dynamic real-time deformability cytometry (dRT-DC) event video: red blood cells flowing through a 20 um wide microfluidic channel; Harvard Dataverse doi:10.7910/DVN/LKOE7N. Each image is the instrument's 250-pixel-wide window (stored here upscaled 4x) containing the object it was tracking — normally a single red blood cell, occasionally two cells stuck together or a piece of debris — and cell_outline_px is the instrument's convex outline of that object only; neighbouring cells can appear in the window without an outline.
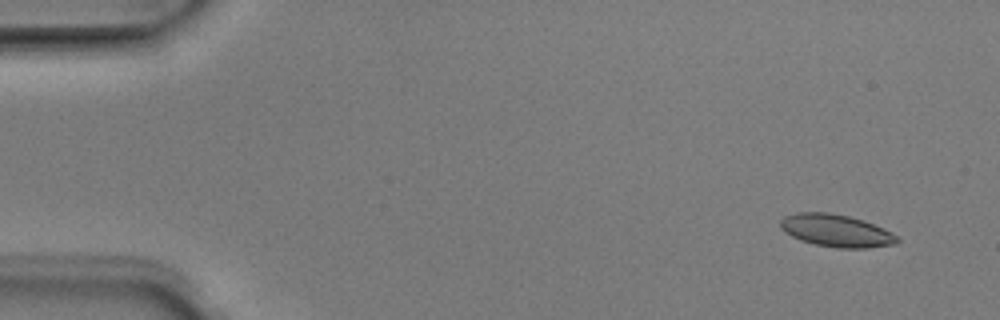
{"species": "Egyptian fruit bat (a non-hibernating species)", "species_latin": "Rousettus aegyptiacus", "temperature_condition": "room temperature", "stored_images_in_passage": 4, "camera_frame_rate_fps": 3000, "um_per_image_px": 0.085, "animal": {"sex": "male"}, "frame": {"image": 1, "passage_image": 1, "time_ms": 0.0, "image_size_px": [1000, 320], "cell_outline_px": [[900, 240], [896, 244], [868, 248], [836, 248], [816, 244], [800, 240], [784, 232], [780, 228], [780, 220], [784, 216], [796, 212], [828, 212], [848, 216], [864, 220], [892, 232]], "centroid_in_image_um": [71.07, 19.6], "position_along_channel_um": 13.9, "area_um2": 22.2}}